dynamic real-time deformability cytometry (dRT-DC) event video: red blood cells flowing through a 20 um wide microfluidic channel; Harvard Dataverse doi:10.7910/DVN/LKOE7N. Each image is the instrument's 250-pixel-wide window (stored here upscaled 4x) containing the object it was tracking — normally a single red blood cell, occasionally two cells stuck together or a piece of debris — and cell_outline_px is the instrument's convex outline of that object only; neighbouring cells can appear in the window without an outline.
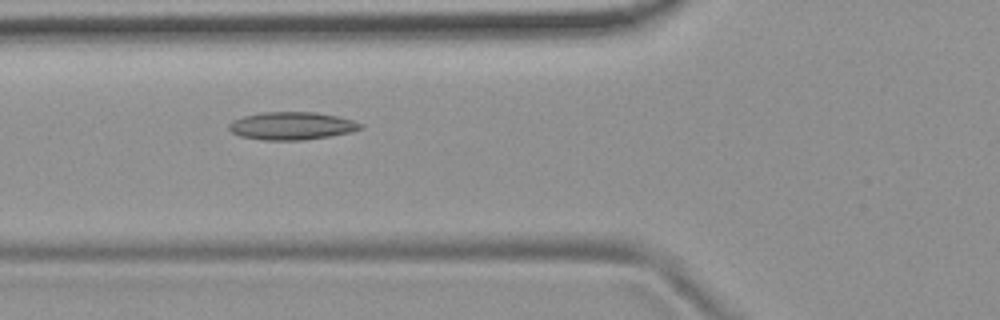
{"species": "common noctule bat (a hibernating species)", "species_latin": "Nyctalus noctula", "temperature_condition": "room temperature", "stored_images_in_passage": 41, "camera_frame_rate_fps": 3000, "um_per_image_px": 0.085, "animal": {"sex": "female", "body_mass_g": 19.9}, "frame": {"image": 1, "passage_image": 7, "time_ms": 2.0, "image_size_px": [1000, 320], "cell_outline_px": [[364, 128], [352, 132], [304, 140], [264, 140], [240, 136], [232, 132], [228, 128], [228, 124], [232, 120], [244, 116], [260, 112], [316, 112], [336, 116], [352, 120], [364, 124]], "centroid_in_image_um": [24.8, 10.69], "position_along_channel_um": 101.0, "area_um2": 21.39}}
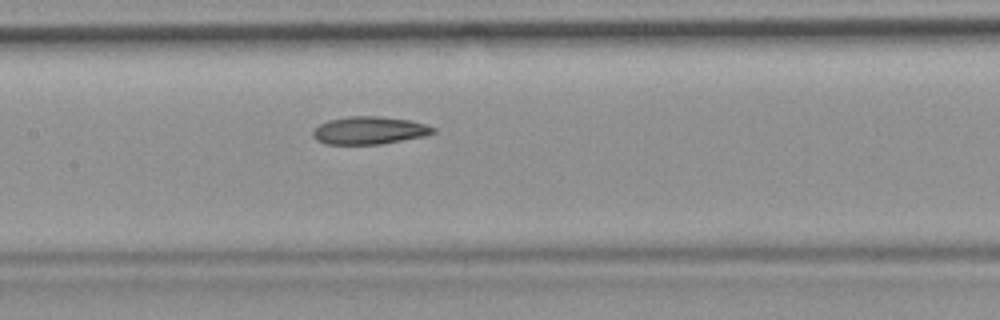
{"frame": {"image": 2, "passage_image": 13, "time_ms": 4.0, "image_size_px": [1000, 320], "cell_outline_px": [[436, 132], [424, 136], [380, 144], [324, 144], [316, 140], [312, 136], [312, 132], [320, 124], [328, 120], [348, 116], [380, 116], [408, 120], [428, 124], [436, 128]], "centroid_in_image_um": [31.4, 11.08], "position_along_channel_um": 176.0, "area_um2": 19.48}}
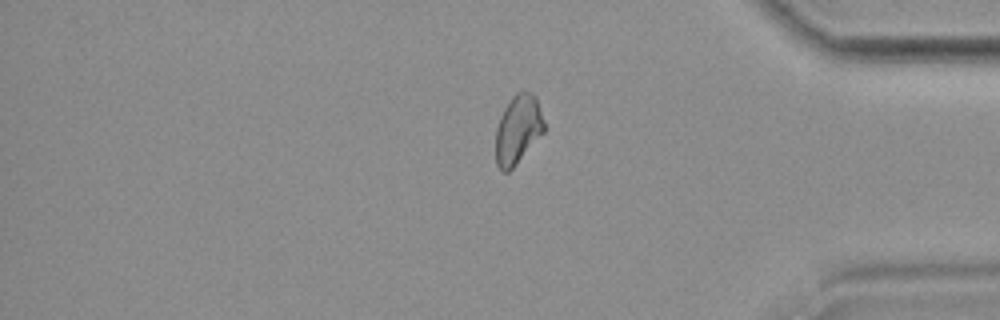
{"frame": {"image": 3, "passage_image": 32, "time_ms": 10.333, "image_size_px": [1000, 320], "cell_outline_px": [[544, 132], [516, 164], [508, 172], [500, 172], [496, 164], [496, 128], [500, 116], [504, 108], [512, 96], [516, 92], [532, 92], [536, 96], [544, 120]], "centroid_in_image_um": [44.02, 11.01], "position_along_channel_um": 391.2, "area_um2": 19.48}, "authors_computed_cell_mechanics": {"area_um2": 19.652, "velocity_mm_per_s": 3.7425, "shape_relaxation_time_tau1_ms": null, "shape_relaxation_time_tau2_ms": 4.2696, "deformation_change_tau1": null, "deformation_change_tau2": 0.1161}}